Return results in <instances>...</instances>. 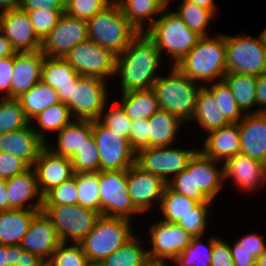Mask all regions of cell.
<instances>
[{
    "instance_id": "obj_68",
    "label": "cell",
    "mask_w": 266,
    "mask_h": 266,
    "mask_svg": "<svg viewBox=\"0 0 266 266\" xmlns=\"http://www.w3.org/2000/svg\"><path fill=\"white\" fill-rule=\"evenodd\" d=\"M261 33L263 35V38H264V41H265V44H266V27L264 28V30Z\"/></svg>"
},
{
    "instance_id": "obj_27",
    "label": "cell",
    "mask_w": 266,
    "mask_h": 266,
    "mask_svg": "<svg viewBox=\"0 0 266 266\" xmlns=\"http://www.w3.org/2000/svg\"><path fill=\"white\" fill-rule=\"evenodd\" d=\"M200 151L207 157L224 163L241 153L238 123H230L207 133Z\"/></svg>"
},
{
    "instance_id": "obj_48",
    "label": "cell",
    "mask_w": 266,
    "mask_h": 266,
    "mask_svg": "<svg viewBox=\"0 0 266 266\" xmlns=\"http://www.w3.org/2000/svg\"><path fill=\"white\" fill-rule=\"evenodd\" d=\"M107 104L108 102L106 103L98 120L111 131L121 133V136L129 140L131 129L130 125L132 120L126 115L125 110L120 104L108 109Z\"/></svg>"
},
{
    "instance_id": "obj_47",
    "label": "cell",
    "mask_w": 266,
    "mask_h": 266,
    "mask_svg": "<svg viewBox=\"0 0 266 266\" xmlns=\"http://www.w3.org/2000/svg\"><path fill=\"white\" fill-rule=\"evenodd\" d=\"M212 202L199 203L191 213L183 217L177 224L193 237L204 236L208 227V213Z\"/></svg>"
},
{
    "instance_id": "obj_33",
    "label": "cell",
    "mask_w": 266,
    "mask_h": 266,
    "mask_svg": "<svg viewBox=\"0 0 266 266\" xmlns=\"http://www.w3.org/2000/svg\"><path fill=\"white\" fill-rule=\"evenodd\" d=\"M120 99V105L132 121L136 119H149L160 109L156 93L153 89L121 93Z\"/></svg>"
},
{
    "instance_id": "obj_1",
    "label": "cell",
    "mask_w": 266,
    "mask_h": 266,
    "mask_svg": "<svg viewBox=\"0 0 266 266\" xmlns=\"http://www.w3.org/2000/svg\"><path fill=\"white\" fill-rule=\"evenodd\" d=\"M162 59L155 43L146 33H139L128 47L116 56L114 77H119L121 93L152 89L160 76L157 72Z\"/></svg>"
},
{
    "instance_id": "obj_30",
    "label": "cell",
    "mask_w": 266,
    "mask_h": 266,
    "mask_svg": "<svg viewBox=\"0 0 266 266\" xmlns=\"http://www.w3.org/2000/svg\"><path fill=\"white\" fill-rule=\"evenodd\" d=\"M92 133V120L74 119L57 133V144L54 143L49 146L46 143V147L57 155L71 158Z\"/></svg>"
},
{
    "instance_id": "obj_70",
    "label": "cell",
    "mask_w": 266,
    "mask_h": 266,
    "mask_svg": "<svg viewBox=\"0 0 266 266\" xmlns=\"http://www.w3.org/2000/svg\"><path fill=\"white\" fill-rule=\"evenodd\" d=\"M64 4H66L69 0H61Z\"/></svg>"
},
{
    "instance_id": "obj_26",
    "label": "cell",
    "mask_w": 266,
    "mask_h": 266,
    "mask_svg": "<svg viewBox=\"0 0 266 266\" xmlns=\"http://www.w3.org/2000/svg\"><path fill=\"white\" fill-rule=\"evenodd\" d=\"M79 77L80 75L64 58L44 56L41 81L56 89L62 103L71 98L72 86L76 85Z\"/></svg>"
},
{
    "instance_id": "obj_65",
    "label": "cell",
    "mask_w": 266,
    "mask_h": 266,
    "mask_svg": "<svg viewBox=\"0 0 266 266\" xmlns=\"http://www.w3.org/2000/svg\"><path fill=\"white\" fill-rule=\"evenodd\" d=\"M19 0H0V13L17 9Z\"/></svg>"
},
{
    "instance_id": "obj_40",
    "label": "cell",
    "mask_w": 266,
    "mask_h": 266,
    "mask_svg": "<svg viewBox=\"0 0 266 266\" xmlns=\"http://www.w3.org/2000/svg\"><path fill=\"white\" fill-rule=\"evenodd\" d=\"M175 12L190 30L197 32L201 36H209L206 30L216 17L211 10L199 7L189 0H183L179 3Z\"/></svg>"
},
{
    "instance_id": "obj_39",
    "label": "cell",
    "mask_w": 266,
    "mask_h": 266,
    "mask_svg": "<svg viewBox=\"0 0 266 266\" xmlns=\"http://www.w3.org/2000/svg\"><path fill=\"white\" fill-rule=\"evenodd\" d=\"M219 237H211L206 244L202 236L193 237L190 245L181 252L172 263L176 266H211L213 243Z\"/></svg>"
},
{
    "instance_id": "obj_56",
    "label": "cell",
    "mask_w": 266,
    "mask_h": 266,
    "mask_svg": "<svg viewBox=\"0 0 266 266\" xmlns=\"http://www.w3.org/2000/svg\"><path fill=\"white\" fill-rule=\"evenodd\" d=\"M246 251L257 259L266 250V244L263 237L256 233H248L236 240Z\"/></svg>"
},
{
    "instance_id": "obj_59",
    "label": "cell",
    "mask_w": 266,
    "mask_h": 266,
    "mask_svg": "<svg viewBox=\"0 0 266 266\" xmlns=\"http://www.w3.org/2000/svg\"><path fill=\"white\" fill-rule=\"evenodd\" d=\"M230 243L232 258L235 266H256V259L246 251L238 242Z\"/></svg>"
},
{
    "instance_id": "obj_62",
    "label": "cell",
    "mask_w": 266,
    "mask_h": 266,
    "mask_svg": "<svg viewBox=\"0 0 266 266\" xmlns=\"http://www.w3.org/2000/svg\"><path fill=\"white\" fill-rule=\"evenodd\" d=\"M16 53L10 41L0 30V58L9 57Z\"/></svg>"
},
{
    "instance_id": "obj_38",
    "label": "cell",
    "mask_w": 266,
    "mask_h": 266,
    "mask_svg": "<svg viewBox=\"0 0 266 266\" xmlns=\"http://www.w3.org/2000/svg\"><path fill=\"white\" fill-rule=\"evenodd\" d=\"M135 234L117 251L104 258L100 266H143L149 259L147 249L143 248L142 239Z\"/></svg>"
},
{
    "instance_id": "obj_51",
    "label": "cell",
    "mask_w": 266,
    "mask_h": 266,
    "mask_svg": "<svg viewBox=\"0 0 266 266\" xmlns=\"http://www.w3.org/2000/svg\"><path fill=\"white\" fill-rule=\"evenodd\" d=\"M149 125V119H136L131 122L129 143L135 152L149 147Z\"/></svg>"
},
{
    "instance_id": "obj_20",
    "label": "cell",
    "mask_w": 266,
    "mask_h": 266,
    "mask_svg": "<svg viewBox=\"0 0 266 266\" xmlns=\"http://www.w3.org/2000/svg\"><path fill=\"white\" fill-rule=\"evenodd\" d=\"M32 168L43 196L75 174L70 158L57 155L46 146L39 153Z\"/></svg>"
},
{
    "instance_id": "obj_13",
    "label": "cell",
    "mask_w": 266,
    "mask_h": 266,
    "mask_svg": "<svg viewBox=\"0 0 266 266\" xmlns=\"http://www.w3.org/2000/svg\"><path fill=\"white\" fill-rule=\"evenodd\" d=\"M92 135L99 152L100 171L129 169L135 164L136 152L121 133L111 131L99 120H93Z\"/></svg>"
},
{
    "instance_id": "obj_63",
    "label": "cell",
    "mask_w": 266,
    "mask_h": 266,
    "mask_svg": "<svg viewBox=\"0 0 266 266\" xmlns=\"http://www.w3.org/2000/svg\"><path fill=\"white\" fill-rule=\"evenodd\" d=\"M6 179L0 178V212L9 210V199Z\"/></svg>"
},
{
    "instance_id": "obj_15",
    "label": "cell",
    "mask_w": 266,
    "mask_h": 266,
    "mask_svg": "<svg viewBox=\"0 0 266 266\" xmlns=\"http://www.w3.org/2000/svg\"><path fill=\"white\" fill-rule=\"evenodd\" d=\"M88 39L87 22L64 12L43 39L41 52L44 56L64 58L73 47Z\"/></svg>"
},
{
    "instance_id": "obj_7",
    "label": "cell",
    "mask_w": 266,
    "mask_h": 266,
    "mask_svg": "<svg viewBox=\"0 0 266 266\" xmlns=\"http://www.w3.org/2000/svg\"><path fill=\"white\" fill-rule=\"evenodd\" d=\"M226 72L259 76L266 71V44L262 33L259 36L225 34Z\"/></svg>"
},
{
    "instance_id": "obj_5",
    "label": "cell",
    "mask_w": 266,
    "mask_h": 266,
    "mask_svg": "<svg viewBox=\"0 0 266 266\" xmlns=\"http://www.w3.org/2000/svg\"><path fill=\"white\" fill-rule=\"evenodd\" d=\"M201 84L192 81L178 68L171 66L169 74L159 76L153 85L160 109L174 114L184 123L190 122L196 107Z\"/></svg>"
},
{
    "instance_id": "obj_46",
    "label": "cell",
    "mask_w": 266,
    "mask_h": 266,
    "mask_svg": "<svg viewBox=\"0 0 266 266\" xmlns=\"http://www.w3.org/2000/svg\"><path fill=\"white\" fill-rule=\"evenodd\" d=\"M78 204V189L75 174L44 195L43 206Z\"/></svg>"
},
{
    "instance_id": "obj_17",
    "label": "cell",
    "mask_w": 266,
    "mask_h": 266,
    "mask_svg": "<svg viewBox=\"0 0 266 266\" xmlns=\"http://www.w3.org/2000/svg\"><path fill=\"white\" fill-rule=\"evenodd\" d=\"M127 186L132 204L143 214L161 201L167 183L155 174L133 164L128 169Z\"/></svg>"
},
{
    "instance_id": "obj_8",
    "label": "cell",
    "mask_w": 266,
    "mask_h": 266,
    "mask_svg": "<svg viewBox=\"0 0 266 266\" xmlns=\"http://www.w3.org/2000/svg\"><path fill=\"white\" fill-rule=\"evenodd\" d=\"M42 211L55 226L61 243H79L101 216L98 211L79 204L43 206Z\"/></svg>"
},
{
    "instance_id": "obj_10",
    "label": "cell",
    "mask_w": 266,
    "mask_h": 266,
    "mask_svg": "<svg viewBox=\"0 0 266 266\" xmlns=\"http://www.w3.org/2000/svg\"><path fill=\"white\" fill-rule=\"evenodd\" d=\"M198 150L175 146L146 147L136 152L135 164L142 170L155 174L167 184L182 170Z\"/></svg>"
},
{
    "instance_id": "obj_28",
    "label": "cell",
    "mask_w": 266,
    "mask_h": 266,
    "mask_svg": "<svg viewBox=\"0 0 266 266\" xmlns=\"http://www.w3.org/2000/svg\"><path fill=\"white\" fill-rule=\"evenodd\" d=\"M116 1L120 4L126 19L131 23V25L139 33H145L159 18L161 12L169 6L171 0Z\"/></svg>"
},
{
    "instance_id": "obj_35",
    "label": "cell",
    "mask_w": 266,
    "mask_h": 266,
    "mask_svg": "<svg viewBox=\"0 0 266 266\" xmlns=\"http://www.w3.org/2000/svg\"><path fill=\"white\" fill-rule=\"evenodd\" d=\"M17 99L21 103L24 113L30 122L41 111L61 102L56 89L42 81L36 83Z\"/></svg>"
},
{
    "instance_id": "obj_29",
    "label": "cell",
    "mask_w": 266,
    "mask_h": 266,
    "mask_svg": "<svg viewBox=\"0 0 266 266\" xmlns=\"http://www.w3.org/2000/svg\"><path fill=\"white\" fill-rule=\"evenodd\" d=\"M40 211L11 209L0 212V244L19 247L32 220Z\"/></svg>"
},
{
    "instance_id": "obj_60",
    "label": "cell",
    "mask_w": 266,
    "mask_h": 266,
    "mask_svg": "<svg viewBox=\"0 0 266 266\" xmlns=\"http://www.w3.org/2000/svg\"><path fill=\"white\" fill-rule=\"evenodd\" d=\"M256 106L254 113H266V71L256 76Z\"/></svg>"
},
{
    "instance_id": "obj_18",
    "label": "cell",
    "mask_w": 266,
    "mask_h": 266,
    "mask_svg": "<svg viewBox=\"0 0 266 266\" xmlns=\"http://www.w3.org/2000/svg\"><path fill=\"white\" fill-rule=\"evenodd\" d=\"M0 30L16 52L41 50L42 40L36 35L26 11L17 8L0 13Z\"/></svg>"
},
{
    "instance_id": "obj_41",
    "label": "cell",
    "mask_w": 266,
    "mask_h": 266,
    "mask_svg": "<svg viewBox=\"0 0 266 266\" xmlns=\"http://www.w3.org/2000/svg\"><path fill=\"white\" fill-rule=\"evenodd\" d=\"M30 124L16 98H0V135L22 129Z\"/></svg>"
},
{
    "instance_id": "obj_2",
    "label": "cell",
    "mask_w": 266,
    "mask_h": 266,
    "mask_svg": "<svg viewBox=\"0 0 266 266\" xmlns=\"http://www.w3.org/2000/svg\"><path fill=\"white\" fill-rule=\"evenodd\" d=\"M175 67L202 86L223 80L227 73L225 34L202 36Z\"/></svg>"
},
{
    "instance_id": "obj_54",
    "label": "cell",
    "mask_w": 266,
    "mask_h": 266,
    "mask_svg": "<svg viewBox=\"0 0 266 266\" xmlns=\"http://www.w3.org/2000/svg\"><path fill=\"white\" fill-rule=\"evenodd\" d=\"M211 266H235L230 243L220 237L213 243Z\"/></svg>"
},
{
    "instance_id": "obj_23",
    "label": "cell",
    "mask_w": 266,
    "mask_h": 266,
    "mask_svg": "<svg viewBox=\"0 0 266 266\" xmlns=\"http://www.w3.org/2000/svg\"><path fill=\"white\" fill-rule=\"evenodd\" d=\"M9 210H42L44 196L40 192L35 171L30 167L25 172L6 180ZM36 198V200H35ZM33 200V203H31ZM35 200V202H34Z\"/></svg>"
},
{
    "instance_id": "obj_45",
    "label": "cell",
    "mask_w": 266,
    "mask_h": 266,
    "mask_svg": "<svg viewBox=\"0 0 266 266\" xmlns=\"http://www.w3.org/2000/svg\"><path fill=\"white\" fill-rule=\"evenodd\" d=\"M90 263L79 243H60L46 266H88Z\"/></svg>"
},
{
    "instance_id": "obj_69",
    "label": "cell",
    "mask_w": 266,
    "mask_h": 266,
    "mask_svg": "<svg viewBox=\"0 0 266 266\" xmlns=\"http://www.w3.org/2000/svg\"><path fill=\"white\" fill-rule=\"evenodd\" d=\"M88 266H100V265L96 263H90Z\"/></svg>"
},
{
    "instance_id": "obj_31",
    "label": "cell",
    "mask_w": 266,
    "mask_h": 266,
    "mask_svg": "<svg viewBox=\"0 0 266 266\" xmlns=\"http://www.w3.org/2000/svg\"><path fill=\"white\" fill-rule=\"evenodd\" d=\"M193 120L206 133L231 123L221 113L218 101H216L213 93L205 85L201 86L198 91L195 112L191 122Z\"/></svg>"
},
{
    "instance_id": "obj_9",
    "label": "cell",
    "mask_w": 266,
    "mask_h": 266,
    "mask_svg": "<svg viewBox=\"0 0 266 266\" xmlns=\"http://www.w3.org/2000/svg\"><path fill=\"white\" fill-rule=\"evenodd\" d=\"M128 169L99 171L100 214L132 221L141 214L132 204L127 186Z\"/></svg>"
},
{
    "instance_id": "obj_25",
    "label": "cell",
    "mask_w": 266,
    "mask_h": 266,
    "mask_svg": "<svg viewBox=\"0 0 266 266\" xmlns=\"http://www.w3.org/2000/svg\"><path fill=\"white\" fill-rule=\"evenodd\" d=\"M238 128L241 153L266 164V113L245 114Z\"/></svg>"
},
{
    "instance_id": "obj_52",
    "label": "cell",
    "mask_w": 266,
    "mask_h": 266,
    "mask_svg": "<svg viewBox=\"0 0 266 266\" xmlns=\"http://www.w3.org/2000/svg\"><path fill=\"white\" fill-rule=\"evenodd\" d=\"M167 185L173 191L195 200L194 171L182 170Z\"/></svg>"
},
{
    "instance_id": "obj_14",
    "label": "cell",
    "mask_w": 266,
    "mask_h": 266,
    "mask_svg": "<svg viewBox=\"0 0 266 266\" xmlns=\"http://www.w3.org/2000/svg\"><path fill=\"white\" fill-rule=\"evenodd\" d=\"M157 222V223H156ZM149 228V259L171 262L190 245L193 236L177 223L156 221Z\"/></svg>"
},
{
    "instance_id": "obj_61",
    "label": "cell",
    "mask_w": 266,
    "mask_h": 266,
    "mask_svg": "<svg viewBox=\"0 0 266 266\" xmlns=\"http://www.w3.org/2000/svg\"><path fill=\"white\" fill-rule=\"evenodd\" d=\"M18 247L0 244V266H14L15 251Z\"/></svg>"
},
{
    "instance_id": "obj_4",
    "label": "cell",
    "mask_w": 266,
    "mask_h": 266,
    "mask_svg": "<svg viewBox=\"0 0 266 266\" xmlns=\"http://www.w3.org/2000/svg\"><path fill=\"white\" fill-rule=\"evenodd\" d=\"M86 22L89 40L116 56L120 55L139 34L126 19L116 0Z\"/></svg>"
},
{
    "instance_id": "obj_43",
    "label": "cell",
    "mask_w": 266,
    "mask_h": 266,
    "mask_svg": "<svg viewBox=\"0 0 266 266\" xmlns=\"http://www.w3.org/2000/svg\"><path fill=\"white\" fill-rule=\"evenodd\" d=\"M78 204L100 213V196L97 173H75Z\"/></svg>"
},
{
    "instance_id": "obj_37",
    "label": "cell",
    "mask_w": 266,
    "mask_h": 266,
    "mask_svg": "<svg viewBox=\"0 0 266 266\" xmlns=\"http://www.w3.org/2000/svg\"><path fill=\"white\" fill-rule=\"evenodd\" d=\"M199 203L190 199L183 194L173 191L168 185L162 195L159 206L160 213L163 216V221L168 223H178L183 217L191 213Z\"/></svg>"
},
{
    "instance_id": "obj_11",
    "label": "cell",
    "mask_w": 266,
    "mask_h": 266,
    "mask_svg": "<svg viewBox=\"0 0 266 266\" xmlns=\"http://www.w3.org/2000/svg\"><path fill=\"white\" fill-rule=\"evenodd\" d=\"M108 81L80 76L72 86L71 98L65 103L74 119L98 120L106 103L109 102Z\"/></svg>"
},
{
    "instance_id": "obj_36",
    "label": "cell",
    "mask_w": 266,
    "mask_h": 266,
    "mask_svg": "<svg viewBox=\"0 0 266 266\" xmlns=\"http://www.w3.org/2000/svg\"><path fill=\"white\" fill-rule=\"evenodd\" d=\"M223 80L230 87L241 111L244 114L254 113L253 110L256 107V76L231 72L226 73Z\"/></svg>"
},
{
    "instance_id": "obj_57",
    "label": "cell",
    "mask_w": 266,
    "mask_h": 266,
    "mask_svg": "<svg viewBox=\"0 0 266 266\" xmlns=\"http://www.w3.org/2000/svg\"><path fill=\"white\" fill-rule=\"evenodd\" d=\"M18 8L23 11L38 9L64 11V3L61 0H19Z\"/></svg>"
},
{
    "instance_id": "obj_22",
    "label": "cell",
    "mask_w": 266,
    "mask_h": 266,
    "mask_svg": "<svg viewBox=\"0 0 266 266\" xmlns=\"http://www.w3.org/2000/svg\"><path fill=\"white\" fill-rule=\"evenodd\" d=\"M46 143L38 136L32 125L0 135V152L10 154L32 167Z\"/></svg>"
},
{
    "instance_id": "obj_34",
    "label": "cell",
    "mask_w": 266,
    "mask_h": 266,
    "mask_svg": "<svg viewBox=\"0 0 266 266\" xmlns=\"http://www.w3.org/2000/svg\"><path fill=\"white\" fill-rule=\"evenodd\" d=\"M74 118L68 106L65 103H57L49 106L45 110L41 111L37 116H35L30 124L38 136L45 142H48V134L58 133L65 125L71 123ZM33 121L35 123H33ZM35 125H38L37 127ZM40 128V129H38ZM47 134V135H46Z\"/></svg>"
},
{
    "instance_id": "obj_32",
    "label": "cell",
    "mask_w": 266,
    "mask_h": 266,
    "mask_svg": "<svg viewBox=\"0 0 266 266\" xmlns=\"http://www.w3.org/2000/svg\"><path fill=\"white\" fill-rule=\"evenodd\" d=\"M149 147L172 146L180 126L181 119L166 110L159 109L149 118Z\"/></svg>"
},
{
    "instance_id": "obj_53",
    "label": "cell",
    "mask_w": 266,
    "mask_h": 266,
    "mask_svg": "<svg viewBox=\"0 0 266 266\" xmlns=\"http://www.w3.org/2000/svg\"><path fill=\"white\" fill-rule=\"evenodd\" d=\"M30 167L21 159L0 152V178L10 179L28 170Z\"/></svg>"
},
{
    "instance_id": "obj_66",
    "label": "cell",
    "mask_w": 266,
    "mask_h": 266,
    "mask_svg": "<svg viewBox=\"0 0 266 266\" xmlns=\"http://www.w3.org/2000/svg\"><path fill=\"white\" fill-rule=\"evenodd\" d=\"M169 263L165 260L148 259L143 266H170L173 264L171 261Z\"/></svg>"
},
{
    "instance_id": "obj_19",
    "label": "cell",
    "mask_w": 266,
    "mask_h": 266,
    "mask_svg": "<svg viewBox=\"0 0 266 266\" xmlns=\"http://www.w3.org/2000/svg\"><path fill=\"white\" fill-rule=\"evenodd\" d=\"M224 180L231 178L233 183L246 193L257 191L266 183V164L238 153L224 163Z\"/></svg>"
},
{
    "instance_id": "obj_55",
    "label": "cell",
    "mask_w": 266,
    "mask_h": 266,
    "mask_svg": "<svg viewBox=\"0 0 266 266\" xmlns=\"http://www.w3.org/2000/svg\"><path fill=\"white\" fill-rule=\"evenodd\" d=\"M12 72L13 55L9 57L0 58V93L2 94L1 97L11 98Z\"/></svg>"
},
{
    "instance_id": "obj_21",
    "label": "cell",
    "mask_w": 266,
    "mask_h": 266,
    "mask_svg": "<svg viewBox=\"0 0 266 266\" xmlns=\"http://www.w3.org/2000/svg\"><path fill=\"white\" fill-rule=\"evenodd\" d=\"M60 243L55 226L40 211L32 220L19 248L38 255L47 263Z\"/></svg>"
},
{
    "instance_id": "obj_6",
    "label": "cell",
    "mask_w": 266,
    "mask_h": 266,
    "mask_svg": "<svg viewBox=\"0 0 266 266\" xmlns=\"http://www.w3.org/2000/svg\"><path fill=\"white\" fill-rule=\"evenodd\" d=\"M131 220L101 215L91 232L79 244L89 263L98 264L117 251L135 234Z\"/></svg>"
},
{
    "instance_id": "obj_58",
    "label": "cell",
    "mask_w": 266,
    "mask_h": 266,
    "mask_svg": "<svg viewBox=\"0 0 266 266\" xmlns=\"http://www.w3.org/2000/svg\"><path fill=\"white\" fill-rule=\"evenodd\" d=\"M14 266H46V262L38 255L18 247L15 251Z\"/></svg>"
},
{
    "instance_id": "obj_3",
    "label": "cell",
    "mask_w": 266,
    "mask_h": 266,
    "mask_svg": "<svg viewBox=\"0 0 266 266\" xmlns=\"http://www.w3.org/2000/svg\"><path fill=\"white\" fill-rule=\"evenodd\" d=\"M145 33L158 47L162 57L166 55L164 52L167 53L166 56H169L173 63L172 66L178 64L202 37L190 30L169 6L161 12L159 18Z\"/></svg>"
},
{
    "instance_id": "obj_67",
    "label": "cell",
    "mask_w": 266,
    "mask_h": 266,
    "mask_svg": "<svg viewBox=\"0 0 266 266\" xmlns=\"http://www.w3.org/2000/svg\"><path fill=\"white\" fill-rule=\"evenodd\" d=\"M256 266H266V250L256 259Z\"/></svg>"
},
{
    "instance_id": "obj_12",
    "label": "cell",
    "mask_w": 266,
    "mask_h": 266,
    "mask_svg": "<svg viewBox=\"0 0 266 266\" xmlns=\"http://www.w3.org/2000/svg\"><path fill=\"white\" fill-rule=\"evenodd\" d=\"M64 59L80 76L107 81L115 75L116 55L89 39L73 47Z\"/></svg>"
},
{
    "instance_id": "obj_49",
    "label": "cell",
    "mask_w": 266,
    "mask_h": 266,
    "mask_svg": "<svg viewBox=\"0 0 266 266\" xmlns=\"http://www.w3.org/2000/svg\"><path fill=\"white\" fill-rule=\"evenodd\" d=\"M112 1L113 0H69L64 4V12L71 17L88 21Z\"/></svg>"
},
{
    "instance_id": "obj_50",
    "label": "cell",
    "mask_w": 266,
    "mask_h": 266,
    "mask_svg": "<svg viewBox=\"0 0 266 266\" xmlns=\"http://www.w3.org/2000/svg\"><path fill=\"white\" fill-rule=\"evenodd\" d=\"M26 12L30 17L36 35L42 41L51 32L52 28L57 24L59 18L64 13V11L45 10L44 8Z\"/></svg>"
},
{
    "instance_id": "obj_42",
    "label": "cell",
    "mask_w": 266,
    "mask_h": 266,
    "mask_svg": "<svg viewBox=\"0 0 266 266\" xmlns=\"http://www.w3.org/2000/svg\"><path fill=\"white\" fill-rule=\"evenodd\" d=\"M205 86L213 93L216 101H218L221 113L231 123H238L244 117L245 114L238 107L230 87L224 80L212 82Z\"/></svg>"
},
{
    "instance_id": "obj_44",
    "label": "cell",
    "mask_w": 266,
    "mask_h": 266,
    "mask_svg": "<svg viewBox=\"0 0 266 266\" xmlns=\"http://www.w3.org/2000/svg\"><path fill=\"white\" fill-rule=\"evenodd\" d=\"M74 173H97L100 171L99 152L93 135L70 158Z\"/></svg>"
},
{
    "instance_id": "obj_24",
    "label": "cell",
    "mask_w": 266,
    "mask_h": 266,
    "mask_svg": "<svg viewBox=\"0 0 266 266\" xmlns=\"http://www.w3.org/2000/svg\"><path fill=\"white\" fill-rule=\"evenodd\" d=\"M44 55L39 51L16 52L13 55L11 98H19L41 81Z\"/></svg>"
},
{
    "instance_id": "obj_16",
    "label": "cell",
    "mask_w": 266,
    "mask_h": 266,
    "mask_svg": "<svg viewBox=\"0 0 266 266\" xmlns=\"http://www.w3.org/2000/svg\"><path fill=\"white\" fill-rule=\"evenodd\" d=\"M216 163L223 164L205 156L198 150L186 167L188 171H194L195 201L198 203L213 202L214 198L223 190L224 165L219 168Z\"/></svg>"
},
{
    "instance_id": "obj_64",
    "label": "cell",
    "mask_w": 266,
    "mask_h": 266,
    "mask_svg": "<svg viewBox=\"0 0 266 266\" xmlns=\"http://www.w3.org/2000/svg\"><path fill=\"white\" fill-rule=\"evenodd\" d=\"M189 1L198 5L199 7L211 10L216 16L218 15L217 14L218 8L216 6L217 4L214 3L215 2L214 0H189Z\"/></svg>"
}]
</instances>
